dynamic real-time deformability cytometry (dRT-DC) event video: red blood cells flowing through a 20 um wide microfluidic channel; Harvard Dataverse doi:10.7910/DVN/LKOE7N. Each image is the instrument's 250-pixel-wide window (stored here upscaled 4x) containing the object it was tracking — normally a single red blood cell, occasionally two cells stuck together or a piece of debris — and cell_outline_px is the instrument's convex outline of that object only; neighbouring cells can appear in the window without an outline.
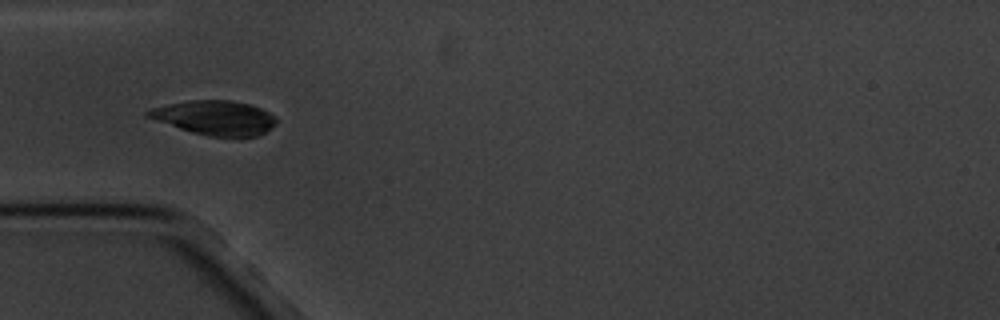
{"species": "common noctule bat (a hibernating species)", "species_latin": "Nyctalus noctula", "temperature_condition": "cold", "stored_images_in_passage": 5, "camera_frame_rate_fps": 3000, "um_per_image_px": 0.085, "animal": {"sex": "male", "body_mass_g": 20.1, "forearm_length_mm": 53.5}, "frame": {"image": 1, "passage_image": 4, "time_ms": 3.667, "image_size_px": [1000, 320], "cell_outline_px": [[276, 124], [264, 132], [256, 136], [212, 136], [192, 132], [144, 116], [144, 112], [152, 108], [168, 104], [188, 100], [232, 100], [252, 104], [276, 116]], "centroid_in_image_um": [18.27, 9.98], "position_along_channel_um": 66.7, "area_um2": 25.49}}
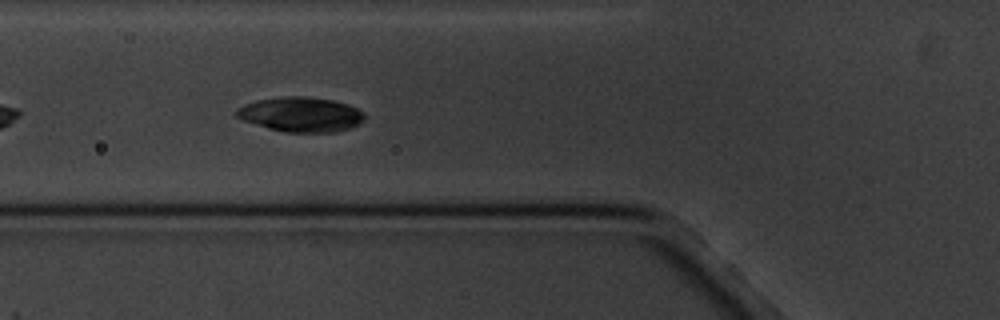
{"frame": {"image": 2, "passage_image": 5, "time_ms": 4.667, "image_size_px": [1000, 320], "cell_outline_px": [[364, 120], [360, 124], [336, 132], [284, 132], [268, 128], [244, 120], [236, 116], [236, 108], [244, 104], [256, 100], [284, 96], [308, 96], [332, 100], [348, 104], [356, 108], [364, 116]], "centroid_in_image_um": [25.56, 9.72], "position_along_channel_um": 100.2, "area_um2": 25.84}}